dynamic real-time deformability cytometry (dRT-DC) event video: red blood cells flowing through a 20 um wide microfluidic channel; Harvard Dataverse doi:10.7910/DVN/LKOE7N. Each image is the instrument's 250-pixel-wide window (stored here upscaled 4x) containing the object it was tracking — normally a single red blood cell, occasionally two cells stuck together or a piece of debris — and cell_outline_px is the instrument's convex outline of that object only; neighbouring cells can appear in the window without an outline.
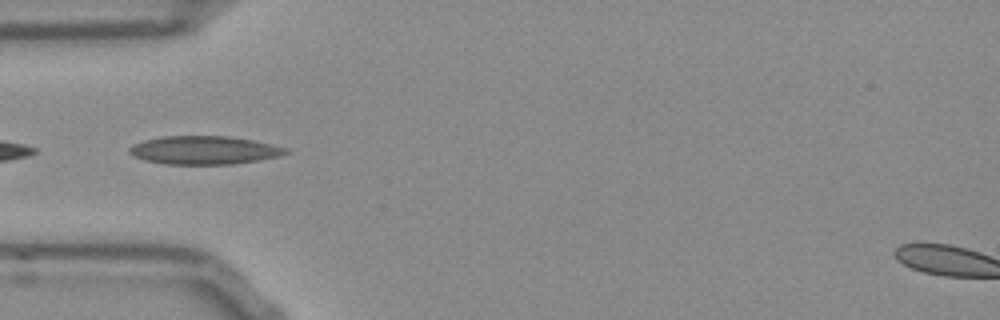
{"species": "Egyptian fruit bat (a non-hibernating species)", "species_latin": "Rousettus aegyptiacus", "temperature_condition": "room temperature", "stored_images_in_passage": 14, "camera_frame_rate_fps": 3000, "um_per_image_px": 0.085, "frame": {"image": 1, "passage_image": 5, "time_ms": 1.333, "image_size_px": [1000, 320], "cell_outline_px": [[288, 152], [280, 156], [236, 164], [164, 164], [144, 160], [132, 156], [128, 152], [128, 148], [132, 144], [144, 140], [160, 136], [228, 136], [252, 140], [284, 148]], "centroid_in_image_um": [17.26, 12.77], "position_along_channel_um": 67.7, "area_um2": 25.78}}